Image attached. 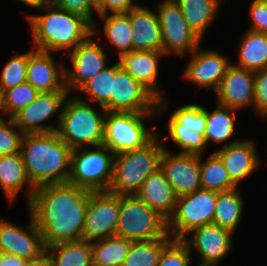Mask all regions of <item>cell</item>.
<instances>
[{
	"mask_svg": "<svg viewBox=\"0 0 267 266\" xmlns=\"http://www.w3.org/2000/svg\"><path fill=\"white\" fill-rule=\"evenodd\" d=\"M91 191L69 183L35 189L28 203L31 216L47 247L82 240Z\"/></svg>",
	"mask_w": 267,
	"mask_h": 266,
	"instance_id": "obj_1",
	"label": "cell"
},
{
	"mask_svg": "<svg viewBox=\"0 0 267 266\" xmlns=\"http://www.w3.org/2000/svg\"><path fill=\"white\" fill-rule=\"evenodd\" d=\"M72 149L57 131L27 133L21 140L20 154L31 184L37 188L47 184L67 183Z\"/></svg>",
	"mask_w": 267,
	"mask_h": 266,
	"instance_id": "obj_2",
	"label": "cell"
},
{
	"mask_svg": "<svg viewBox=\"0 0 267 266\" xmlns=\"http://www.w3.org/2000/svg\"><path fill=\"white\" fill-rule=\"evenodd\" d=\"M40 8L47 13L28 16L34 49L50 53L67 49L70 53L93 35V25L83 16L62 10L51 2Z\"/></svg>",
	"mask_w": 267,
	"mask_h": 266,
	"instance_id": "obj_3",
	"label": "cell"
},
{
	"mask_svg": "<svg viewBox=\"0 0 267 266\" xmlns=\"http://www.w3.org/2000/svg\"><path fill=\"white\" fill-rule=\"evenodd\" d=\"M158 134L145 146L115 154L113 177L109 192L118 195H136L144 181L160 168L164 145Z\"/></svg>",
	"mask_w": 267,
	"mask_h": 266,
	"instance_id": "obj_4",
	"label": "cell"
},
{
	"mask_svg": "<svg viewBox=\"0 0 267 266\" xmlns=\"http://www.w3.org/2000/svg\"><path fill=\"white\" fill-rule=\"evenodd\" d=\"M104 117L105 112L98 114L80 97H67L58 116L57 133L71 149L101 146Z\"/></svg>",
	"mask_w": 267,
	"mask_h": 266,
	"instance_id": "obj_5",
	"label": "cell"
},
{
	"mask_svg": "<svg viewBox=\"0 0 267 266\" xmlns=\"http://www.w3.org/2000/svg\"><path fill=\"white\" fill-rule=\"evenodd\" d=\"M165 100H158L157 112H105L103 145L114 154L139 149L157 134L144 125V118L156 116L163 111Z\"/></svg>",
	"mask_w": 267,
	"mask_h": 266,
	"instance_id": "obj_6",
	"label": "cell"
},
{
	"mask_svg": "<svg viewBox=\"0 0 267 266\" xmlns=\"http://www.w3.org/2000/svg\"><path fill=\"white\" fill-rule=\"evenodd\" d=\"M168 235L167 220L137 195H120L116 236L131 241H148Z\"/></svg>",
	"mask_w": 267,
	"mask_h": 266,
	"instance_id": "obj_7",
	"label": "cell"
},
{
	"mask_svg": "<svg viewBox=\"0 0 267 266\" xmlns=\"http://www.w3.org/2000/svg\"><path fill=\"white\" fill-rule=\"evenodd\" d=\"M72 149L70 175L71 185L91 192L108 191L113 177L115 154L106 146Z\"/></svg>",
	"mask_w": 267,
	"mask_h": 266,
	"instance_id": "obj_8",
	"label": "cell"
},
{
	"mask_svg": "<svg viewBox=\"0 0 267 266\" xmlns=\"http://www.w3.org/2000/svg\"><path fill=\"white\" fill-rule=\"evenodd\" d=\"M217 192L199 189L178 197L173 215L167 221V230L173 239H184L197 227L213 223Z\"/></svg>",
	"mask_w": 267,
	"mask_h": 266,
	"instance_id": "obj_9",
	"label": "cell"
},
{
	"mask_svg": "<svg viewBox=\"0 0 267 266\" xmlns=\"http://www.w3.org/2000/svg\"><path fill=\"white\" fill-rule=\"evenodd\" d=\"M168 137L182 148V154L202 155L206 150V109L198 104L184 105L169 117Z\"/></svg>",
	"mask_w": 267,
	"mask_h": 266,
	"instance_id": "obj_10",
	"label": "cell"
},
{
	"mask_svg": "<svg viewBox=\"0 0 267 266\" xmlns=\"http://www.w3.org/2000/svg\"><path fill=\"white\" fill-rule=\"evenodd\" d=\"M157 15L161 27L163 52L183 56L194 52L201 39L191 30L184 18L179 4L175 0H163L157 4Z\"/></svg>",
	"mask_w": 267,
	"mask_h": 266,
	"instance_id": "obj_11",
	"label": "cell"
},
{
	"mask_svg": "<svg viewBox=\"0 0 267 266\" xmlns=\"http://www.w3.org/2000/svg\"><path fill=\"white\" fill-rule=\"evenodd\" d=\"M158 99L121 66L115 63V77L107 112L150 113L157 112Z\"/></svg>",
	"mask_w": 267,
	"mask_h": 266,
	"instance_id": "obj_12",
	"label": "cell"
},
{
	"mask_svg": "<svg viewBox=\"0 0 267 266\" xmlns=\"http://www.w3.org/2000/svg\"><path fill=\"white\" fill-rule=\"evenodd\" d=\"M119 213L120 195L109 191L91 192L82 240L92 242L116 236Z\"/></svg>",
	"mask_w": 267,
	"mask_h": 266,
	"instance_id": "obj_13",
	"label": "cell"
},
{
	"mask_svg": "<svg viewBox=\"0 0 267 266\" xmlns=\"http://www.w3.org/2000/svg\"><path fill=\"white\" fill-rule=\"evenodd\" d=\"M70 92L57 90L39 93L34 101L18 111L12 119L15 125L24 133H48L57 131L53 125H42L51 115L57 113L64 106Z\"/></svg>",
	"mask_w": 267,
	"mask_h": 266,
	"instance_id": "obj_14",
	"label": "cell"
},
{
	"mask_svg": "<svg viewBox=\"0 0 267 266\" xmlns=\"http://www.w3.org/2000/svg\"><path fill=\"white\" fill-rule=\"evenodd\" d=\"M92 37L93 35L69 53L73 67L71 70L65 68V87L69 92L73 89L79 90L107 66L104 49Z\"/></svg>",
	"mask_w": 267,
	"mask_h": 266,
	"instance_id": "obj_15",
	"label": "cell"
},
{
	"mask_svg": "<svg viewBox=\"0 0 267 266\" xmlns=\"http://www.w3.org/2000/svg\"><path fill=\"white\" fill-rule=\"evenodd\" d=\"M160 168L178 197L193 193L202 188L200 180V155H170L164 149Z\"/></svg>",
	"mask_w": 267,
	"mask_h": 266,
	"instance_id": "obj_16",
	"label": "cell"
},
{
	"mask_svg": "<svg viewBox=\"0 0 267 266\" xmlns=\"http://www.w3.org/2000/svg\"><path fill=\"white\" fill-rule=\"evenodd\" d=\"M191 232V239L186 236L183 241L190 251L195 249L201 256L198 266H216L232 248L233 232L214 223L197 227Z\"/></svg>",
	"mask_w": 267,
	"mask_h": 266,
	"instance_id": "obj_17",
	"label": "cell"
},
{
	"mask_svg": "<svg viewBox=\"0 0 267 266\" xmlns=\"http://www.w3.org/2000/svg\"><path fill=\"white\" fill-rule=\"evenodd\" d=\"M26 231L4 219L0 220V252L22 257L26 260L38 257L46 250L42 235L30 213Z\"/></svg>",
	"mask_w": 267,
	"mask_h": 266,
	"instance_id": "obj_18",
	"label": "cell"
},
{
	"mask_svg": "<svg viewBox=\"0 0 267 266\" xmlns=\"http://www.w3.org/2000/svg\"><path fill=\"white\" fill-rule=\"evenodd\" d=\"M191 54L192 59L187 65L183 78L206 88V91L212 88L216 92L231 63L217 50H200L198 47Z\"/></svg>",
	"mask_w": 267,
	"mask_h": 266,
	"instance_id": "obj_19",
	"label": "cell"
},
{
	"mask_svg": "<svg viewBox=\"0 0 267 266\" xmlns=\"http://www.w3.org/2000/svg\"><path fill=\"white\" fill-rule=\"evenodd\" d=\"M254 83V72L231 64L215 92L218 104L234 110L249 105L253 107L255 99Z\"/></svg>",
	"mask_w": 267,
	"mask_h": 266,
	"instance_id": "obj_20",
	"label": "cell"
},
{
	"mask_svg": "<svg viewBox=\"0 0 267 266\" xmlns=\"http://www.w3.org/2000/svg\"><path fill=\"white\" fill-rule=\"evenodd\" d=\"M27 82L40 93L68 90L65 87V67L55 63L50 52L37 49L28 52Z\"/></svg>",
	"mask_w": 267,
	"mask_h": 266,
	"instance_id": "obj_21",
	"label": "cell"
},
{
	"mask_svg": "<svg viewBox=\"0 0 267 266\" xmlns=\"http://www.w3.org/2000/svg\"><path fill=\"white\" fill-rule=\"evenodd\" d=\"M214 153L221 159L231 181L237 187L260 163L251 140H232Z\"/></svg>",
	"mask_w": 267,
	"mask_h": 266,
	"instance_id": "obj_22",
	"label": "cell"
},
{
	"mask_svg": "<svg viewBox=\"0 0 267 266\" xmlns=\"http://www.w3.org/2000/svg\"><path fill=\"white\" fill-rule=\"evenodd\" d=\"M132 25L133 51L163 52L161 27L156 12L137 5L126 13Z\"/></svg>",
	"mask_w": 267,
	"mask_h": 266,
	"instance_id": "obj_23",
	"label": "cell"
},
{
	"mask_svg": "<svg viewBox=\"0 0 267 266\" xmlns=\"http://www.w3.org/2000/svg\"><path fill=\"white\" fill-rule=\"evenodd\" d=\"M158 51H131L119 57L120 66L146 87L158 100H164L157 85L158 61L165 56Z\"/></svg>",
	"mask_w": 267,
	"mask_h": 266,
	"instance_id": "obj_24",
	"label": "cell"
},
{
	"mask_svg": "<svg viewBox=\"0 0 267 266\" xmlns=\"http://www.w3.org/2000/svg\"><path fill=\"white\" fill-rule=\"evenodd\" d=\"M136 195L167 221L173 215L178 200L161 168L150 174Z\"/></svg>",
	"mask_w": 267,
	"mask_h": 266,
	"instance_id": "obj_25",
	"label": "cell"
},
{
	"mask_svg": "<svg viewBox=\"0 0 267 266\" xmlns=\"http://www.w3.org/2000/svg\"><path fill=\"white\" fill-rule=\"evenodd\" d=\"M25 184L30 191L26 197L29 203L36 188L28 178L20 152L0 156V185L7 198L13 201Z\"/></svg>",
	"mask_w": 267,
	"mask_h": 266,
	"instance_id": "obj_26",
	"label": "cell"
},
{
	"mask_svg": "<svg viewBox=\"0 0 267 266\" xmlns=\"http://www.w3.org/2000/svg\"><path fill=\"white\" fill-rule=\"evenodd\" d=\"M237 67L257 72L267 67V34L247 30L240 44Z\"/></svg>",
	"mask_w": 267,
	"mask_h": 266,
	"instance_id": "obj_27",
	"label": "cell"
},
{
	"mask_svg": "<svg viewBox=\"0 0 267 266\" xmlns=\"http://www.w3.org/2000/svg\"><path fill=\"white\" fill-rule=\"evenodd\" d=\"M191 30L200 38L215 19L221 0H175Z\"/></svg>",
	"mask_w": 267,
	"mask_h": 266,
	"instance_id": "obj_28",
	"label": "cell"
},
{
	"mask_svg": "<svg viewBox=\"0 0 267 266\" xmlns=\"http://www.w3.org/2000/svg\"><path fill=\"white\" fill-rule=\"evenodd\" d=\"M133 241L118 236L91 242L92 265L122 266Z\"/></svg>",
	"mask_w": 267,
	"mask_h": 266,
	"instance_id": "obj_29",
	"label": "cell"
},
{
	"mask_svg": "<svg viewBox=\"0 0 267 266\" xmlns=\"http://www.w3.org/2000/svg\"><path fill=\"white\" fill-rule=\"evenodd\" d=\"M52 266H91V242L86 240L60 242L46 248Z\"/></svg>",
	"mask_w": 267,
	"mask_h": 266,
	"instance_id": "obj_30",
	"label": "cell"
},
{
	"mask_svg": "<svg viewBox=\"0 0 267 266\" xmlns=\"http://www.w3.org/2000/svg\"><path fill=\"white\" fill-rule=\"evenodd\" d=\"M239 191L237 187L230 191L217 192V202L213 218L214 224L231 230L233 233L241 221L243 212L244 203Z\"/></svg>",
	"mask_w": 267,
	"mask_h": 266,
	"instance_id": "obj_31",
	"label": "cell"
},
{
	"mask_svg": "<svg viewBox=\"0 0 267 266\" xmlns=\"http://www.w3.org/2000/svg\"><path fill=\"white\" fill-rule=\"evenodd\" d=\"M100 17L104 20V33L109 42L118 49L119 57L133 51V28L129 16L126 13H117Z\"/></svg>",
	"mask_w": 267,
	"mask_h": 266,
	"instance_id": "obj_32",
	"label": "cell"
},
{
	"mask_svg": "<svg viewBox=\"0 0 267 266\" xmlns=\"http://www.w3.org/2000/svg\"><path fill=\"white\" fill-rule=\"evenodd\" d=\"M235 111L227 106L219 104L212 113L206 109L205 142L211 140L215 143H223L231 138L235 130Z\"/></svg>",
	"mask_w": 267,
	"mask_h": 266,
	"instance_id": "obj_33",
	"label": "cell"
},
{
	"mask_svg": "<svg viewBox=\"0 0 267 266\" xmlns=\"http://www.w3.org/2000/svg\"><path fill=\"white\" fill-rule=\"evenodd\" d=\"M201 160L202 155H200V180L202 189L225 192L237 188L231 181L221 159L215 153L211 154L206 162H202Z\"/></svg>",
	"mask_w": 267,
	"mask_h": 266,
	"instance_id": "obj_34",
	"label": "cell"
},
{
	"mask_svg": "<svg viewBox=\"0 0 267 266\" xmlns=\"http://www.w3.org/2000/svg\"><path fill=\"white\" fill-rule=\"evenodd\" d=\"M168 234L165 238L133 241L129 254L122 266H157L164 247L172 240Z\"/></svg>",
	"mask_w": 267,
	"mask_h": 266,
	"instance_id": "obj_35",
	"label": "cell"
},
{
	"mask_svg": "<svg viewBox=\"0 0 267 266\" xmlns=\"http://www.w3.org/2000/svg\"><path fill=\"white\" fill-rule=\"evenodd\" d=\"M114 77L115 64L98 72L79 91L86 93L87 99L90 98L92 102L97 101L101 110L106 112L104 107L110 102Z\"/></svg>",
	"mask_w": 267,
	"mask_h": 266,
	"instance_id": "obj_36",
	"label": "cell"
},
{
	"mask_svg": "<svg viewBox=\"0 0 267 266\" xmlns=\"http://www.w3.org/2000/svg\"><path fill=\"white\" fill-rule=\"evenodd\" d=\"M40 92L27 81L3 92L4 113L12 118L18 111L36 99Z\"/></svg>",
	"mask_w": 267,
	"mask_h": 266,
	"instance_id": "obj_37",
	"label": "cell"
},
{
	"mask_svg": "<svg viewBox=\"0 0 267 266\" xmlns=\"http://www.w3.org/2000/svg\"><path fill=\"white\" fill-rule=\"evenodd\" d=\"M28 52L20 54L5 64L0 80V91L16 87L27 81Z\"/></svg>",
	"mask_w": 267,
	"mask_h": 266,
	"instance_id": "obj_38",
	"label": "cell"
},
{
	"mask_svg": "<svg viewBox=\"0 0 267 266\" xmlns=\"http://www.w3.org/2000/svg\"><path fill=\"white\" fill-rule=\"evenodd\" d=\"M190 250L183 239H172L163 249L157 266H190Z\"/></svg>",
	"mask_w": 267,
	"mask_h": 266,
	"instance_id": "obj_39",
	"label": "cell"
},
{
	"mask_svg": "<svg viewBox=\"0 0 267 266\" xmlns=\"http://www.w3.org/2000/svg\"><path fill=\"white\" fill-rule=\"evenodd\" d=\"M17 129L18 127L12 118H9L7 122L4 119L0 121V156L20 152L24 133Z\"/></svg>",
	"mask_w": 267,
	"mask_h": 266,
	"instance_id": "obj_40",
	"label": "cell"
},
{
	"mask_svg": "<svg viewBox=\"0 0 267 266\" xmlns=\"http://www.w3.org/2000/svg\"><path fill=\"white\" fill-rule=\"evenodd\" d=\"M50 2L62 10L83 16L93 25V35L97 33L92 12L93 9L97 12L96 0H50Z\"/></svg>",
	"mask_w": 267,
	"mask_h": 266,
	"instance_id": "obj_41",
	"label": "cell"
},
{
	"mask_svg": "<svg viewBox=\"0 0 267 266\" xmlns=\"http://www.w3.org/2000/svg\"><path fill=\"white\" fill-rule=\"evenodd\" d=\"M254 108L262 117H267V67L254 72Z\"/></svg>",
	"mask_w": 267,
	"mask_h": 266,
	"instance_id": "obj_42",
	"label": "cell"
},
{
	"mask_svg": "<svg viewBox=\"0 0 267 266\" xmlns=\"http://www.w3.org/2000/svg\"><path fill=\"white\" fill-rule=\"evenodd\" d=\"M250 12L253 22L248 29L267 34V0H253Z\"/></svg>",
	"mask_w": 267,
	"mask_h": 266,
	"instance_id": "obj_43",
	"label": "cell"
},
{
	"mask_svg": "<svg viewBox=\"0 0 267 266\" xmlns=\"http://www.w3.org/2000/svg\"><path fill=\"white\" fill-rule=\"evenodd\" d=\"M136 0H96L97 14L103 16L111 11L112 14L127 13L130 9L135 8L138 4Z\"/></svg>",
	"mask_w": 267,
	"mask_h": 266,
	"instance_id": "obj_44",
	"label": "cell"
},
{
	"mask_svg": "<svg viewBox=\"0 0 267 266\" xmlns=\"http://www.w3.org/2000/svg\"><path fill=\"white\" fill-rule=\"evenodd\" d=\"M26 259L0 252V266H24Z\"/></svg>",
	"mask_w": 267,
	"mask_h": 266,
	"instance_id": "obj_45",
	"label": "cell"
},
{
	"mask_svg": "<svg viewBox=\"0 0 267 266\" xmlns=\"http://www.w3.org/2000/svg\"><path fill=\"white\" fill-rule=\"evenodd\" d=\"M24 266H52V260L48 250L46 249L38 257L27 260Z\"/></svg>",
	"mask_w": 267,
	"mask_h": 266,
	"instance_id": "obj_46",
	"label": "cell"
},
{
	"mask_svg": "<svg viewBox=\"0 0 267 266\" xmlns=\"http://www.w3.org/2000/svg\"><path fill=\"white\" fill-rule=\"evenodd\" d=\"M19 1L37 9L42 5H45L50 2V0H19Z\"/></svg>",
	"mask_w": 267,
	"mask_h": 266,
	"instance_id": "obj_47",
	"label": "cell"
},
{
	"mask_svg": "<svg viewBox=\"0 0 267 266\" xmlns=\"http://www.w3.org/2000/svg\"><path fill=\"white\" fill-rule=\"evenodd\" d=\"M0 111L1 113H4V106H3V93L0 91ZM3 120V118L0 116V121Z\"/></svg>",
	"mask_w": 267,
	"mask_h": 266,
	"instance_id": "obj_48",
	"label": "cell"
}]
</instances>
